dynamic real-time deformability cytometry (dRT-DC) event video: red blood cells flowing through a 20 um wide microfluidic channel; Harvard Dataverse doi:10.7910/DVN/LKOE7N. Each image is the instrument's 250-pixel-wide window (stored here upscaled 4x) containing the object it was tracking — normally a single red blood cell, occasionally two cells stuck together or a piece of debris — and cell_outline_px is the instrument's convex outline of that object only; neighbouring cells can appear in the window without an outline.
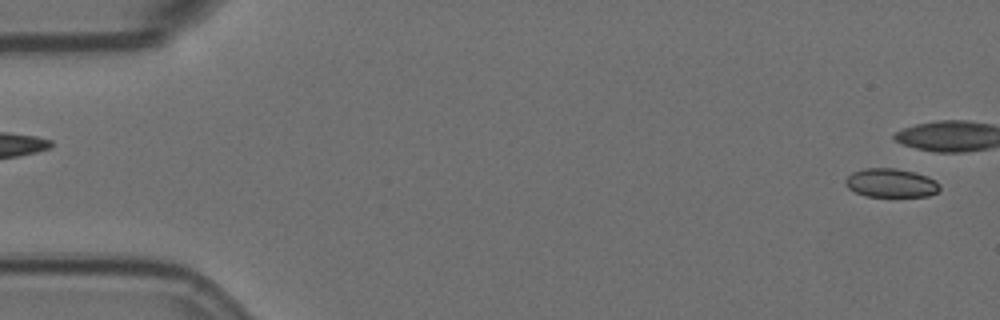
{"species": "Egyptian fruit bat (a non-hibernating species)", "species_latin": "Rousettus aegyptiacus", "temperature_condition": "room temperature", "stored_images_in_passage": 6, "segment_of_instrument_passage": [2, 2], "camera_frame_rate_fps": 3000, "um_per_image_px": 0.085, "animal": {"sex": "female"}, "frame": {"image": 1, "passage_image": 6, "time_ms": 1.667, "image_size_px": [1000, 320], "cell_outline_px": [[940, 188], [936, 192], [928, 196], [864, 196], [848, 188], [844, 184], [844, 180], [852, 172], [864, 168], [896, 168], [928, 176], [936, 180], [940, 184]], "centroid_in_image_um": [75.71, 15.54], "position_along_channel_um": 9.3, "area_um2": 15.84}}